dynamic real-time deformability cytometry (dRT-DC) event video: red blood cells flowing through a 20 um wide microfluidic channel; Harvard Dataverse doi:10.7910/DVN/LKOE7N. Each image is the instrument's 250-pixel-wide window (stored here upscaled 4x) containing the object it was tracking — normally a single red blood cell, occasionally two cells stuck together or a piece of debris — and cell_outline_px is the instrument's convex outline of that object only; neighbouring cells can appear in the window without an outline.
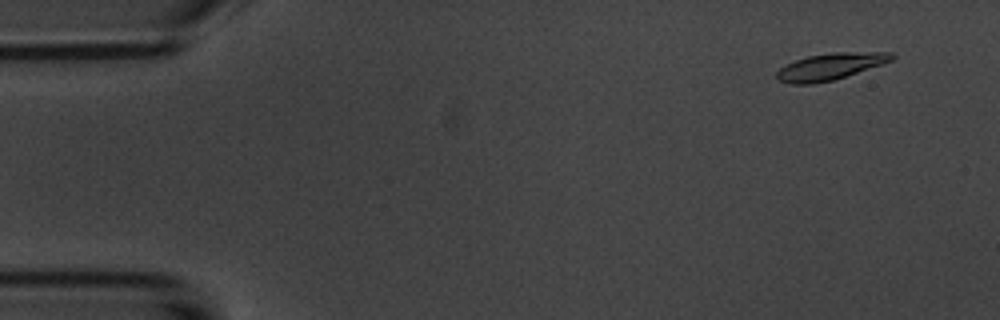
{"species": "common noctule bat (a hibernating species)", "species_latin": "Nyctalus noctula", "temperature_condition": "room temperature", "stored_images_in_passage": 5, "camera_frame_rate_fps": 3000, "um_per_image_px": 0.085, "animal": {"sex": "male", "body_mass_g": 20.1, "forearm_length_mm": 53.5}, "frame": {"image": 1, "passage_image": 2, "time_ms": 1.0, "image_size_px": [1000, 320], "cell_outline_px": [[896, 56], [892, 60], [832, 80], [812, 84], [792, 84], [780, 80], [776, 76], [776, 72], [780, 68], [796, 60], [808, 56], [836, 52], [892, 52]], "centroid_in_image_um": [70.56, 5.64], "position_along_channel_um": 14.4, "area_um2": 17.4}}
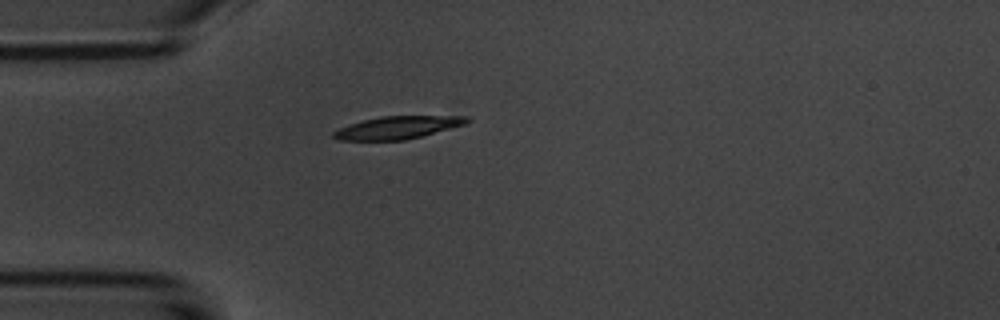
{"frame": {"image": 2, "passage_image": 5, "time_ms": 4.667, "image_size_px": [1000, 320], "cell_outline_px": [[472, 120], [464, 124], [420, 136], [404, 140], [340, 140], [332, 136], [332, 132], [348, 124], [380, 116], [468, 116]], "centroid_in_image_um": [33.77, 10.83], "position_along_channel_um": 51.2, "area_um2": 17.34}}